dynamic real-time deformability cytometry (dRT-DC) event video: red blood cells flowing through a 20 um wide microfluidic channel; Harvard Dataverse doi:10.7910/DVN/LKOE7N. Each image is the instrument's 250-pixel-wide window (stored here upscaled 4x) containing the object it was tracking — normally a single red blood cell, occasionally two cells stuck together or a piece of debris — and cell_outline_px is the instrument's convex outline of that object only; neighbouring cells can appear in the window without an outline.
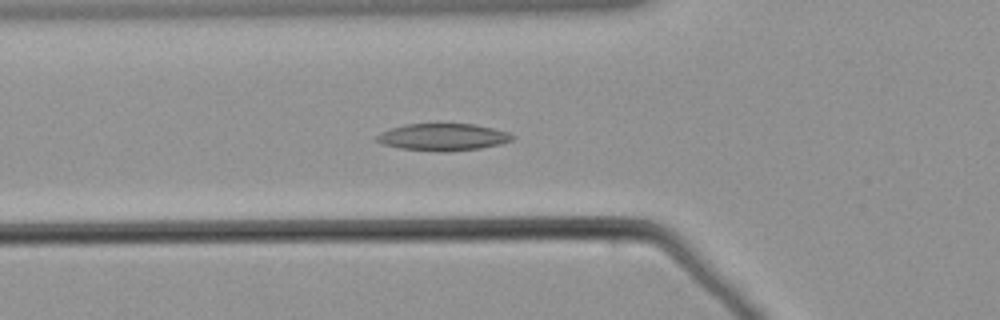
{"species": "common noctule bat (a hibernating species)", "species_latin": "Nyctalus noctula", "temperature_condition": "warm", "stored_images_in_passage": 41, "camera_frame_rate_fps": 3000, "um_per_image_px": 0.085, "animal": {"sex": "male", "body_mass_g": 21.5, "forearm_length_mm": 52.0}, "frame": {"image": 1, "passage_image": 4, "time_ms": 1.0, "image_size_px": [1000, 320], "cell_outline_px": [[516, 136], [512, 140], [500, 144], [480, 148], [444, 152], [400, 148], [384, 144], [376, 140], [376, 136], [380, 132], [404, 124], [472, 124], [492, 128], [508, 132]], "centroid_in_image_um": [37.66, 11.65], "position_along_channel_um": 88.1, "area_um2": 21.21}}
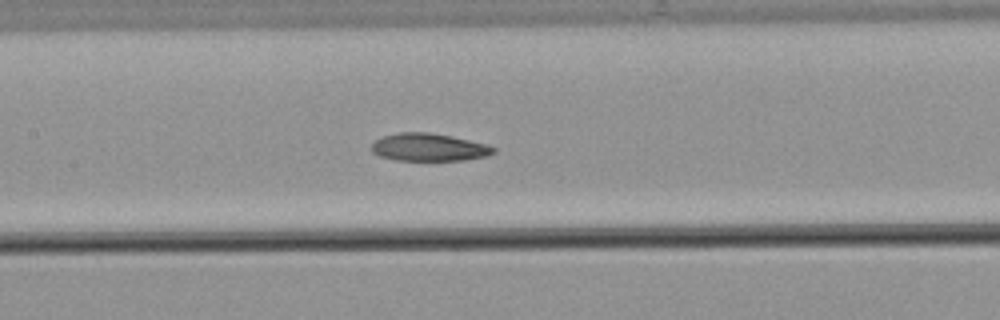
{"frame": {"image": 2, "passage_image": 11, "time_ms": 3.333, "image_size_px": [1000, 320], "cell_outline_px": [[496, 152], [484, 156], [464, 160], [396, 160], [380, 156], [372, 152], [372, 144], [380, 136], [400, 132], [428, 132], [452, 136], [488, 144], [496, 148]], "centroid_in_image_um": [36.45, 12.51], "position_along_channel_um": 170.9, "area_um2": 19.71}}
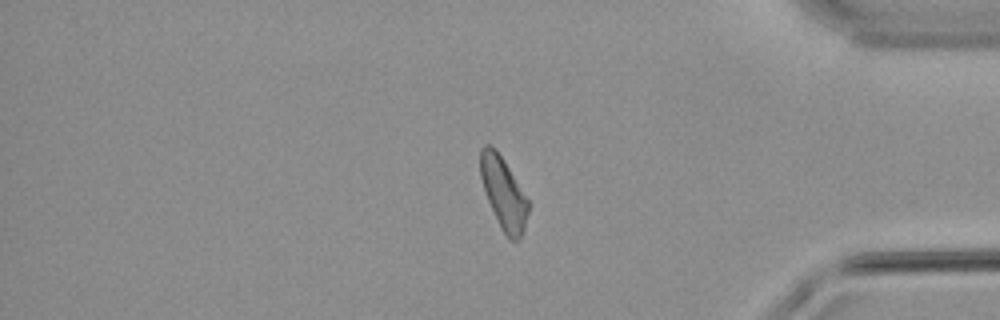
{"frame": {"image": 3, "passage_image": 32, "time_ms": 10.333, "image_size_px": [1000, 320], "cell_outline_px": [[528, 212], [524, 232], [516, 240], [508, 240], [488, 200], [480, 176], [480, 148], [484, 144], [492, 144], [496, 148], [504, 160], [528, 200]], "centroid_in_image_um": [42.79, 16.36], "position_along_channel_um": 392.4, "area_um2": 19.71}}